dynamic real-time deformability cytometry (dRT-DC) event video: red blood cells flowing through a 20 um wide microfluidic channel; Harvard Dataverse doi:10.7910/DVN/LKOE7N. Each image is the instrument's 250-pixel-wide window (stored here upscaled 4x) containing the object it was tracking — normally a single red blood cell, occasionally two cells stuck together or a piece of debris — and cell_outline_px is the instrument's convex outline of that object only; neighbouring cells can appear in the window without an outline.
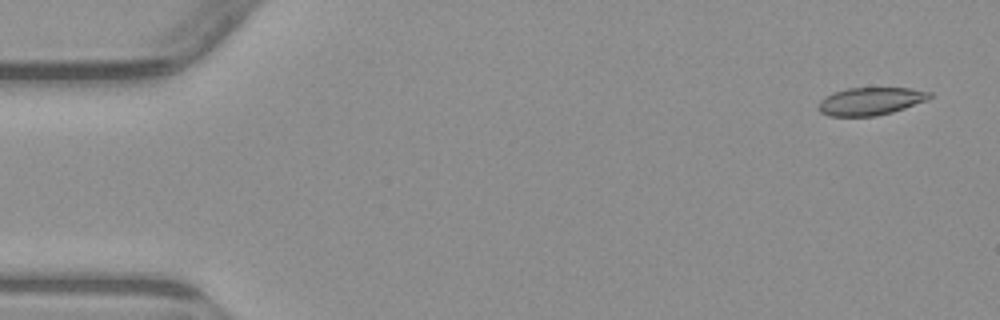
{"species": "common noctule bat (a hibernating species)", "species_latin": "Nyctalus noctula", "temperature_condition": "warm", "stored_images_in_passage": 4, "camera_frame_rate_fps": 3000, "um_per_image_px": 0.085, "animal": {"sex": "male", "body_mass_g": 23.1, "forearm_length_mm": 52.7}, "frame": {"image": 1, "passage_image": 1, "time_ms": 0.0, "image_size_px": [1000, 320], "cell_outline_px": [[932, 96], [928, 100], [892, 112], [876, 116], [828, 116], [820, 112], [816, 108], [820, 100], [824, 96], [832, 92], [848, 88], [912, 88], [932, 92]], "centroid_in_image_um": [73.97, 8.6], "position_along_channel_um": 11.0, "area_um2": 18.21}}